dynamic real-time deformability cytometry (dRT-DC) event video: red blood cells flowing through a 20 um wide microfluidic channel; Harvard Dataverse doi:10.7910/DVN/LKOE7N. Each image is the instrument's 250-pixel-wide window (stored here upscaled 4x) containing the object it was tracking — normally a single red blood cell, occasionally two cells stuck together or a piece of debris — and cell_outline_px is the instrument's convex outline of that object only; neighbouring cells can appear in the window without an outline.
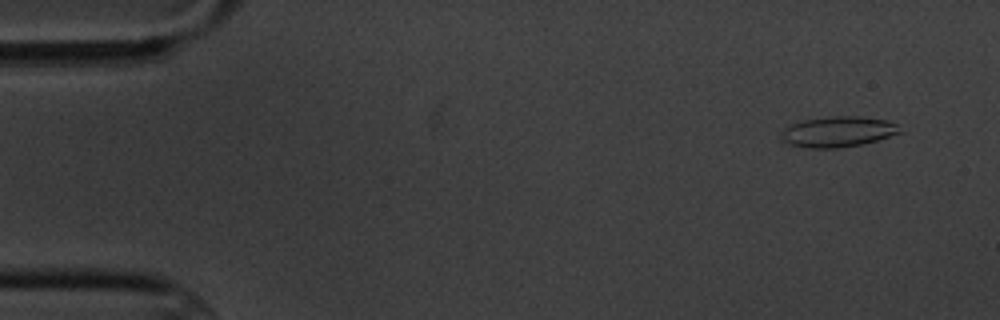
{"species": "common noctule bat (a hibernating species)", "species_latin": "Nyctalus noctula", "temperature_condition": "cold", "stored_images_in_passage": 4, "camera_frame_rate_fps": 3000, "um_per_image_px": 0.085, "animal": {"sex": "male", "body_mass_g": 20.1, "forearm_length_mm": 53.5}, "frame": {"image": 1, "passage_image": 1, "time_ms": 0.0, "image_size_px": [1000, 320], "cell_outline_px": [[904, 132], [876, 140], [860, 144], [836, 148], [808, 148], [788, 144], [780, 140], [784, 124], [804, 120], [828, 116], [860, 116], [888, 120], [896, 124]], "centroid_in_image_um": [71.17, 11.18], "position_along_channel_um": 13.8, "area_um2": 21.44}}